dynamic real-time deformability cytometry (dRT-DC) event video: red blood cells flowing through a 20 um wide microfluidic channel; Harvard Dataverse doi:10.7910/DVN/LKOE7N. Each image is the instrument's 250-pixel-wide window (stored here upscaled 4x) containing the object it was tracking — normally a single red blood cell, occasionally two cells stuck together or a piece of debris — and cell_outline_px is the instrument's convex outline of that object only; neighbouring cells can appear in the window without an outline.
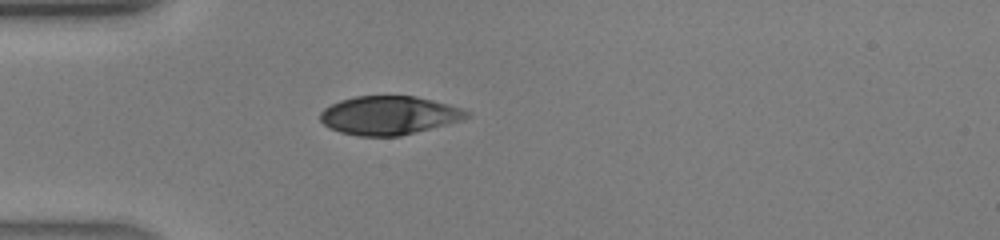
{"species": "human", "species_latin": "Homo sapiens", "temperature_condition": "warm", "stored_images_in_passage": 1, "camera_frame_rate_fps": 3000, "um_per_image_px": 0.085, "donor": {"sex": "male"}, "frame": {"image": 1, "passage_image": 1, "time_ms": 0.0, "image_size_px": [1000, 240], "cell_outline_px": [[416, 100], [408, 128], [404, 132], [352, 132], [328, 112], [332, 108], [340, 104], [352, 100], [372, 96], [404, 96]], "centroid_in_image_um": [31.93, 9.69], "position_along_channel_um": 53.1, "area_um2": 18.09}}